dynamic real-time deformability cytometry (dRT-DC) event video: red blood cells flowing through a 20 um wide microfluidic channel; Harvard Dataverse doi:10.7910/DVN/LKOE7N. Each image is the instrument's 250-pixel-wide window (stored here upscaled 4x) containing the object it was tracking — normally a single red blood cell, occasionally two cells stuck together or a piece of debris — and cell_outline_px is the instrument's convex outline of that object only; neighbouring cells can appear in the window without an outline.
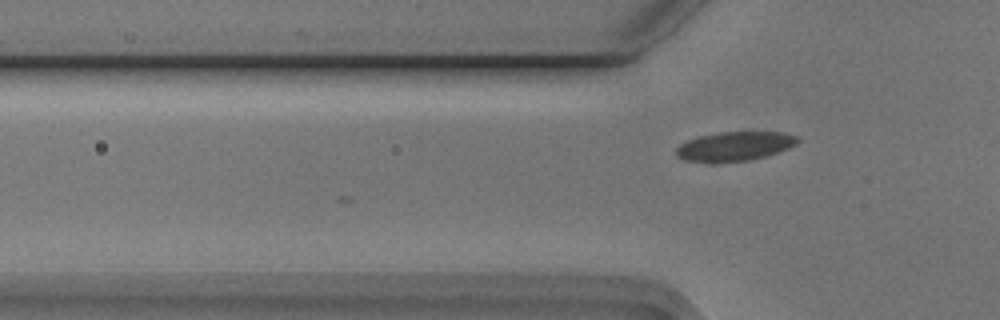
{"species": "Egyptian fruit bat (a non-hibernating species)", "species_latin": "Rousettus aegyptiacus", "temperature_condition": "cold", "stored_images_in_passage": 3, "camera_frame_rate_fps": 3000, "um_per_image_px": 0.085, "animal": {"sex": "male"}, "frame": {"image": 1, "passage_image": 3, "time_ms": 0.667, "image_size_px": [1000, 320], "cell_outline_px": [[800, 140], [796, 144], [788, 148], [764, 156], [748, 160], [720, 164], [708, 164], [684, 160], [676, 156], [676, 148], [680, 144], [688, 140], [700, 136], [720, 132], [780, 132], [796, 136]], "centroid_in_image_um": [62.37, 12.46], "position_along_channel_um": 63.4, "area_um2": 20.92}}